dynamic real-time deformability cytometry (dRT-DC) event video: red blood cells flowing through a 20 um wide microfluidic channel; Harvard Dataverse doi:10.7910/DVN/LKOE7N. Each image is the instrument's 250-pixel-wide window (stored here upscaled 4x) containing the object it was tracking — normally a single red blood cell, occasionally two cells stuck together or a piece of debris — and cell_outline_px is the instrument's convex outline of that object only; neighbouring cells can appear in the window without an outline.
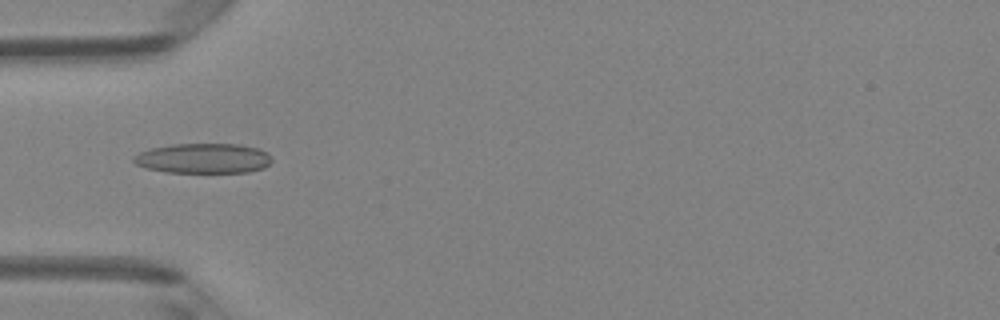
{"species": "Egyptian fruit bat (a non-hibernating species)", "species_latin": "Rousettus aegyptiacus", "temperature_condition": "room temperature", "stored_images_in_passage": 34, "camera_frame_rate_fps": 3000, "um_per_image_px": 0.085, "animal": {"sex": "female"}, "frame": {"image": 1, "passage_image": 1, "time_ms": 0.0, "image_size_px": [1000, 320], "cell_outline_px": [[272, 160], [264, 168], [248, 172], [164, 172], [148, 168], [136, 164], [132, 160], [132, 156], [140, 152], [152, 148], [172, 144], [240, 144], [260, 148], [268, 152], [272, 156]], "centroid_in_image_um": [17.32, 13.45], "position_along_channel_um": 67.7, "area_um2": 24.28}}
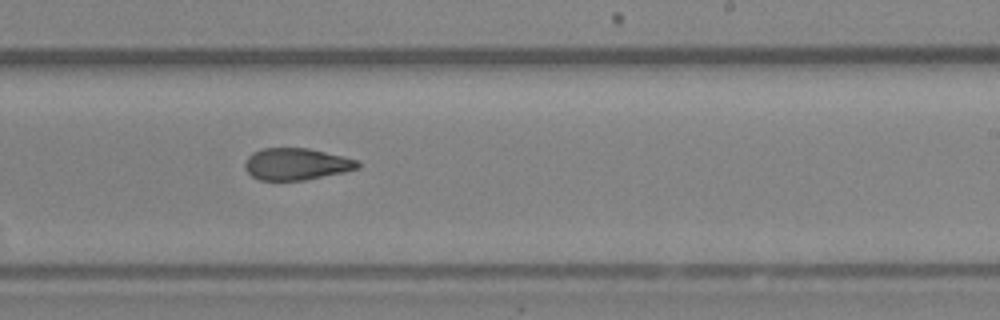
{"frame": {"image": 2, "passage_image": 15, "time_ms": 4.667, "image_size_px": [1000, 320], "cell_outline_px": [[360, 168], [344, 172], [304, 180], [260, 180], [252, 176], [244, 168], [244, 160], [252, 152], [260, 148], [308, 148], [356, 160], [360, 164]], "centroid_in_image_um": [25.13, 13.94], "position_along_channel_um": 263.9, "area_um2": 20.87}}
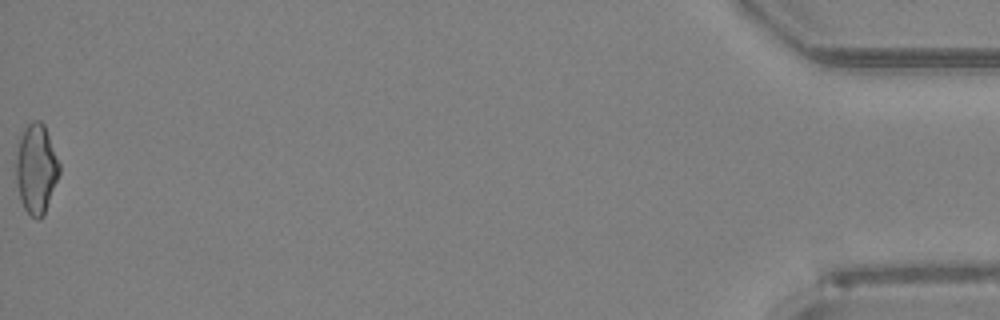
{"frame": {"image": 3, "passage_image": 34, "time_ms": 11.0, "image_size_px": [1000, 320], "cell_outline_px": [[60, 172], [44, 216], [40, 220], [36, 220], [24, 208], [20, 200], [16, 184], [16, 152], [20, 136], [24, 128], [32, 120], [40, 120], [44, 124], [60, 164]], "centroid_in_image_um": [3.07, 14.36], "position_along_channel_um": 432.1, "area_um2": 22.83}, "authors_computed_cell_mechanics": {"area_um2": 21.4438, "velocity_mm_per_s": 4.225, "shape_relaxation_time_tau1_ms": null, "shape_relaxation_time_tau2_ms": 2.9602, "deformation_change_tau1": null, "deformation_change_tau2": 0.1077}}